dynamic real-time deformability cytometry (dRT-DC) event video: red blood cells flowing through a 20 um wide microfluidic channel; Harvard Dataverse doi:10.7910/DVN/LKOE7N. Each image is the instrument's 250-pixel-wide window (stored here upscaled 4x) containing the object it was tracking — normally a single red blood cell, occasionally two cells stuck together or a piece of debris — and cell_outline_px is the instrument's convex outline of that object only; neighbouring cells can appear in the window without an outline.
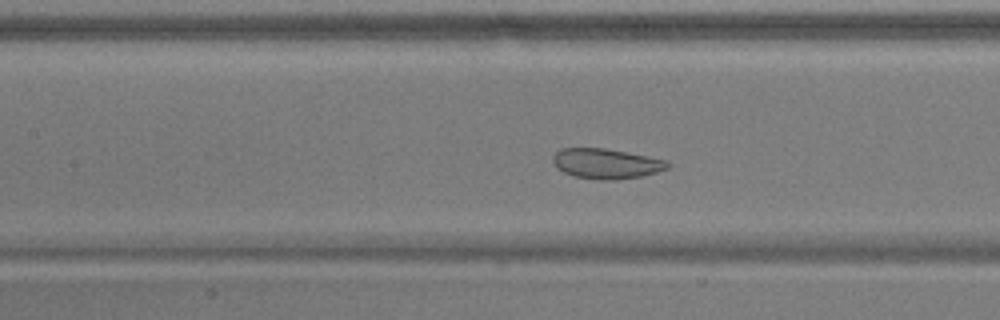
{"species": "common noctule bat (a hibernating species)", "species_latin": "Nyctalus noctula", "temperature_condition": "warm", "stored_images_in_passage": 44, "camera_frame_rate_fps": 3000, "um_per_image_px": 0.085, "animal": {"sex": "male", "body_mass_g": 17.9}, "frame": {"image": 1, "passage_image": 12, "time_ms": 3.667, "image_size_px": [1000, 320], "cell_outline_px": [[672, 164], [668, 168], [656, 172], [640, 176], [616, 180], [600, 180], [576, 176], [564, 172], [556, 168], [552, 160], [552, 156], [560, 148], [604, 148], [648, 156], [668, 160]], "centroid_in_image_um": [51.53, 13.9], "position_along_channel_um": 155.9, "area_um2": 20.17}}
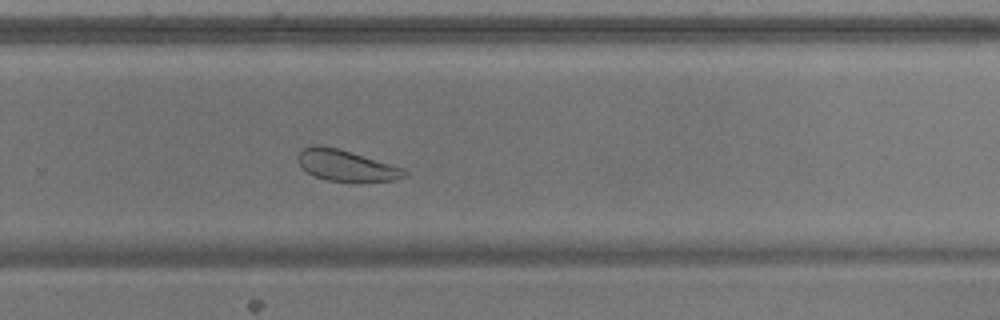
{"frame": {"image": 2, "passage_image": 24, "time_ms": 7.667, "image_size_px": [1000, 320], "cell_outline_px": [[408, 176], [392, 180], [328, 180], [316, 176], [308, 172], [300, 164], [296, 156], [304, 148], [312, 144], [320, 144], [352, 152], [404, 168], [408, 172]], "centroid_in_image_um": [29.42, 14.03], "position_along_channel_um": 300.4, "area_um2": 18.84}}
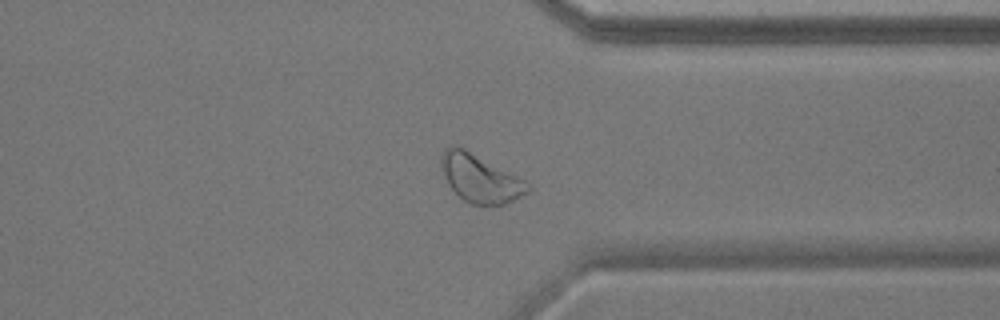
{"frame": {"image": 3, "passage_image": 30, "time_ms": 9.667, "image_size_px": [1000, 320], "cell_outline_px": [[532, 188], [528, 192], [504, 204], [472, 204], [464, 200], [448, 184], [440, 168], [440, 160], [444, 152], [452, 144], [456, 144], [464, 148], [532, 184]], "centroid_in_image_um": [40.81, 15.15], "position_along_channel_um": 370.6, "area_um2": 23.81}, "authors_computed_cell_mechanics": {"area_um2": 22.6287, "velocity_mm_per_s": 3.6252, "shape_relaxation_time_tau1_ms": null, "shape_relaxation_time_tau2_ms": 3.9542, "deformation_change_tau1": null, "deformation_change_tau2": 0.1154}}